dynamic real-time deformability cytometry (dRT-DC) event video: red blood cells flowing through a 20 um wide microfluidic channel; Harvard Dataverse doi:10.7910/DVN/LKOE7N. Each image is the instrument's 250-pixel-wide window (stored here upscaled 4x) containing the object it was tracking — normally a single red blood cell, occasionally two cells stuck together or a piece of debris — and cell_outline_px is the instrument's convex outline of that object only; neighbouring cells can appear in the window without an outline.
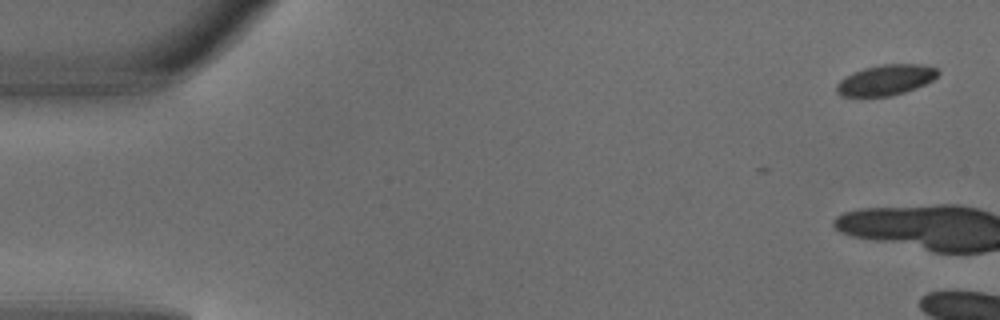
{"species": "common noctule bat (a hibernating species)", "species_latin": "Nyctalus noctula", "temperature_condition": "warm", "stored_images_in_passage": 5, "camera_frame_rate_fps": 3000, "um_per_image_px": 0.085, "animal": {"sex": "male", "body_mass_g": 18.8}, "frame": {"image": 1, "passage_image": 1, "time_ms": 0.0, "image_size_px": [1000, 320], "cell_outline_px": [[940, 72], [932, 80], [916, 88], [892, 96], [840, 96], [836, 92], [836, 84], [840, 80], [864, 68], [880, 64], [920, 64], [936, 68]], "centroid_in_image_um": [75.29, 6.8], "position_along_channel_um": 9.7, "area_um2": 17.86}}